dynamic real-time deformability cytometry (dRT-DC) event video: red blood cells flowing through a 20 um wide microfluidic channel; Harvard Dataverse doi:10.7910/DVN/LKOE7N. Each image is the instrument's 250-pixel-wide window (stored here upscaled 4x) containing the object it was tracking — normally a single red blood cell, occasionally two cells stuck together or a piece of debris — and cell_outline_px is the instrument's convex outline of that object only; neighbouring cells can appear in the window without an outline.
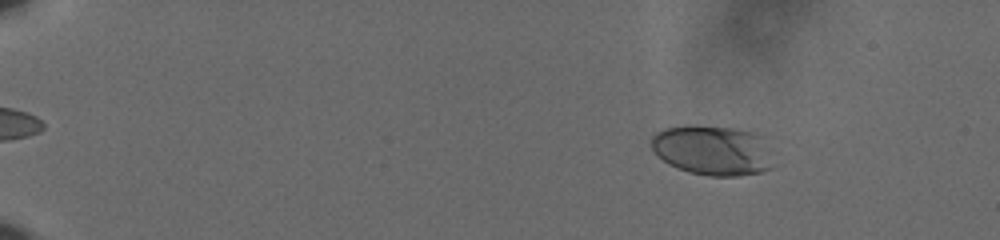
{"species": "human", "species_latin": "Homo sapiens", "temperature_condition": "cold", "stored_images_in_passage": 57, "camera_frame_rate_fps": 3000, "um_per_image_px": 0.085, "donor": {"sex": "male"}, "frame": {"image": 1, "passage_image": 9, "time_ms": 2.667, "image_size_px": [1000, 240], "cell_outline_px": [[772, 168], [760, 172], [736, 176], [708, 176], [688, 172], [664, 160], [652, 148], [652, 136], [656, 132], [668, 128], [688, 124], [692, 124], [732, 128], [756, 132], [760, 136]], "centroid_in_image_um": [60.52, 12.76], "position_along_channel_um": 24.5, "area_um2": 34.85}}
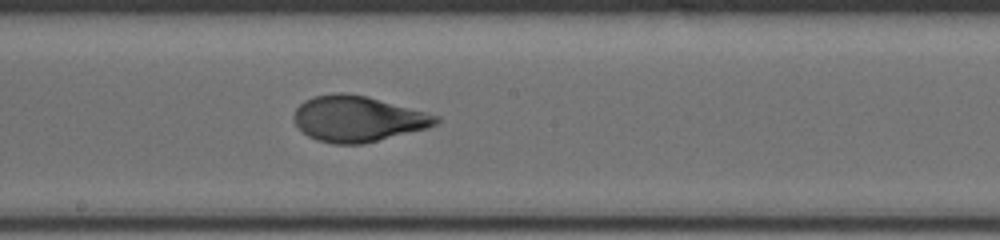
{"frame": {"image": 2, "passage_image": 36, "time_ms": 11.667, "image_size_px": [1000, 240], "cell_outline_px": [[440, 120], [436, 124], [428, 128], [364, 144], [332, 144], [316, 140], [308, 136], [296, 124], [292, 116], [296, 108], [304, 100], [312, 96], [336, 92], [344, 92], [364, 96], [440, 116]], "centroid_in_image_um": [30.37, 10.11], "position_along_channel_um": 217.8, "area_um2": 37.8}}
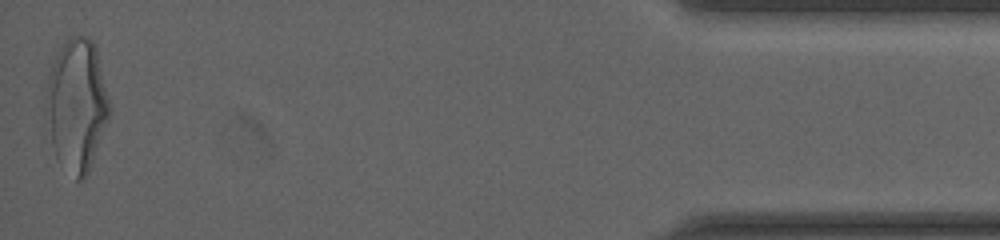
{"frame": {"image": 3, "passage_image": 57, "time_ms": 18.667, "image_size_px": [1000, 240], "cell_outline_px": [[108, 116], [88, 172], [84, 180], [76, 180], [56, 156], [52, 144], [44, 108], [48, 72], [60, 44], [68, 36], [88, 36], [92, 40], [96, 48], [108, 100]], "centroid_in_image_um": [6.46, 8.85], "position_along_channel_um": 428.7, "area_um2": 48.26}, "authors_computed_cell_mechanics": {"area_um2": 36.703, "velocity_mm_per_s": 3.6484, "shape_relaxation_time_tau1_ms": 3.5522, "shape_relaxation_time_tau2_ms": 0.946, "deformation_change_tau1": 0.167, "deformation_change_tau2": 0.0749}}